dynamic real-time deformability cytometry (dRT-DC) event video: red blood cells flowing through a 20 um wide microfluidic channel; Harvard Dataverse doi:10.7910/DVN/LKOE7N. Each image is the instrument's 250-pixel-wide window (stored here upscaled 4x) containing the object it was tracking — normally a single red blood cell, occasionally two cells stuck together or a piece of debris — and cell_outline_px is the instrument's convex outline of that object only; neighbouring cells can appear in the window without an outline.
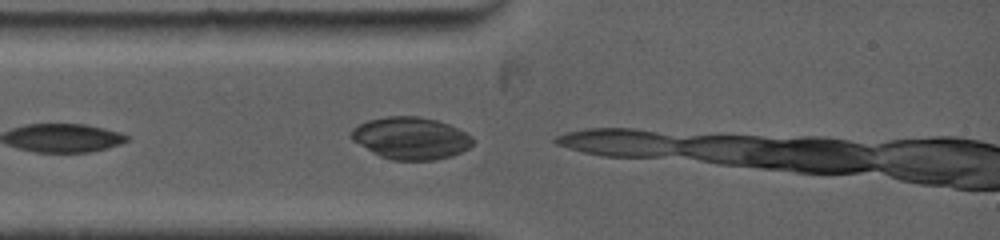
{"species": "common noctule bat (a hibernating species)", "species_latin": "Nyctalus noctula", "temperature_condition": "warm", "stored_images_in_passage": 2, "camera_frame_rate_fps": 5000, "um_per_image_px": 0.085, "animal": {"sex": "female", "body_mass_g": 19.0, "forearm_length_mm": 53.3}, "frame": {"image": 1, "passage_image": 2, "time_ms": 0.6, "image_size_px": [1000, 240], "cell_outline_px": [[476, 140], [468, 148], [452, 156], [436, 160], [392, 160], [380, 156], [372, 152], [352, 140], [348, 136], [352, 128], [368, 120], [388, 116], [416, 116], [436, 120], [448, 124], [472, 136]], "centroid_in_image_um": [34.9, 11.75], "position_along_channel_um": 50.1, "area_um2": 29.88}}